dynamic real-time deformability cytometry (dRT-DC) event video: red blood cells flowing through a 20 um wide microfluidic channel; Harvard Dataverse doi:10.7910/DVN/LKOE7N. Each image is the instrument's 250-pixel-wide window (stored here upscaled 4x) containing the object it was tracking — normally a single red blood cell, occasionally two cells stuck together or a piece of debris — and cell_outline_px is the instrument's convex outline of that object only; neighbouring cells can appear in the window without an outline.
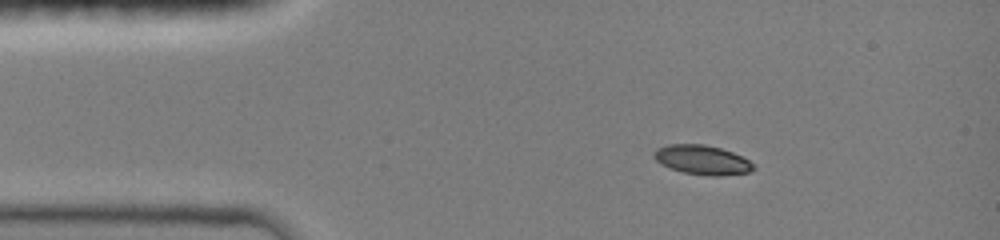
{"species": "common noctule bat (a hibernating species)", "species_latin": "Nyctalus noctula", "temperature_condition": "room temperature", "stored_images_in_passage": 26, "camera_frame_rate_fps": 3000, "um_per_image_px": 0.085, "animal": {"sex": "female", "body_mass_g": 19.0, "forearm_length_mm": 51.5}, "frame": {"image": 1, "passage_image": 1, "time_ms": 0.0, "image_size_px": [1000, 240], "cell_outline_px": [[756, 168], [748, 172], [716, 176], [708, 176], [684, 172], [660, 164], [652, 156], [652, 152], [656, 148], [668, 144], [704, 144], [720, 148], [732, 152], [756, 164]], "centroid_in_image_um": [59.66, 13.58], "position_along_channel_um": 25.3, "area_um2": 17.05}}
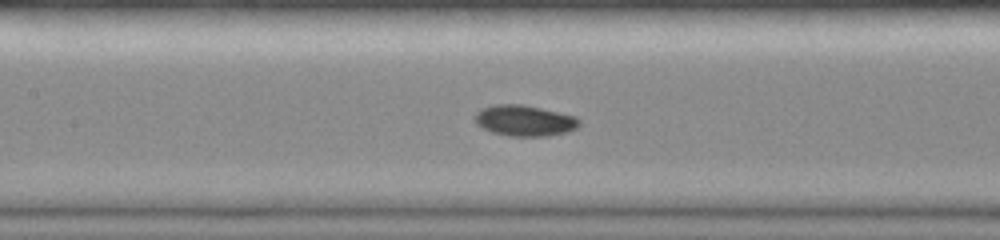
{"frame": {"image": 2, "passage_image": 14, "time_ms": 4.333, "image_size_px": [1000, 240], "cell_outline_px": [[580, 124], [576, 128], [568, 132], [548, 136], [508, 136], [492, 132], [476, 124], [472, 116], [480, 108], [496, 104], [524, 104], [576, 116], [580, 120]], "centroid_in_image_um": [44.57, 10.24], "position_along_channel_um": 162.8, "area_um2": 19.07}}
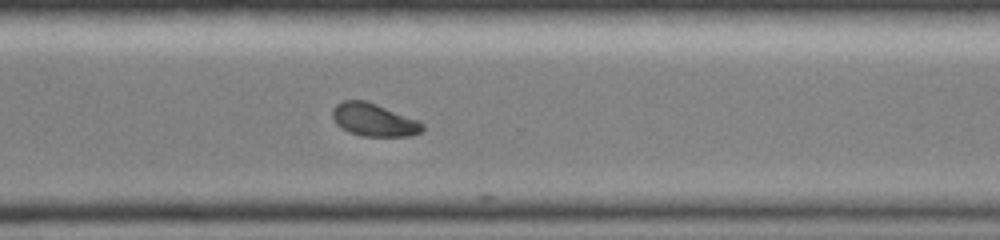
{"frame": {"image": 3, "passage_image": 25, "time_ms": 8.0, "image_size_px": [1000, 240], "cell_outline_px": [[424, 128], [420, 132], [408, 136], [360, 136], [348, 132], [336, 124], [332, 116], [332, 108], [336, 104], [344, 100], [364, 100], [376, 104], [420, 120], [424, 124]], "centroid_in_image_um": [31.77, 10.19], "position_along_channel_um": 338.8, "area_um2": 17.34}}